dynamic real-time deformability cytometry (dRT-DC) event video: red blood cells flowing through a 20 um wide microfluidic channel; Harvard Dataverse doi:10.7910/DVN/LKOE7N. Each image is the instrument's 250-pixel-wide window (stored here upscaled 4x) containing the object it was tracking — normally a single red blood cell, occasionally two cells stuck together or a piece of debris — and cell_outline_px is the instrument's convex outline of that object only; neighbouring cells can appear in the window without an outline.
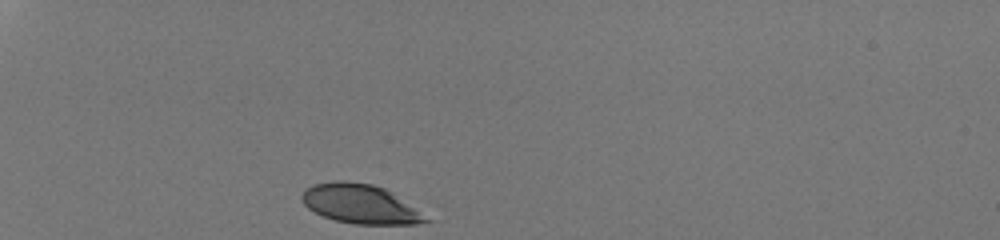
{"species": "human", "species_latin": "Homo sapiens", "temperature_condition": "room temperature", "stored_images_in_passage": 29, "camera_frame_rate_fps": 3000, "um_per_image_px": 0.085, "donor": {"sex": "male"}, "frame": {"image": 1, "passage_image": 1, "time_ms": 0.0, "image_size_px": [1000, 240], "cell_outline_px": [[432, 220], [416, 224], [356, 224], [336, 220], [324, 216], [308, 208], [304, 204], [300, 196], [312, 184], [336, 180], [344, 180], [372, 184], [384, 188], [392, 192]], "centroid_in_image_um": [30.61, 17.33], "position_along_channel_um": 54.4, "area_um2": 28.09}}
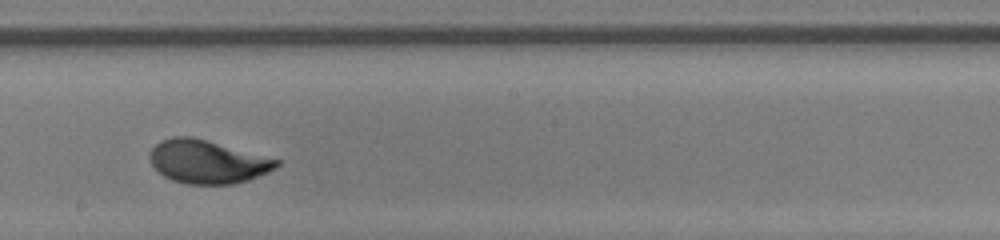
{"frame": {"image": 2, "passage_image": 17, "time_ms": 5.333, "image_size_px": [1000, 240], "cell_outline_px": [[280, 164], [276, 168], [268, 172], [248, 180], [232, 184], [188, 184], [172, 180], [164, 176], [152, 164], [148, 156], [152, 148], [160, 140], [172, 136], [192, 136], [208, 140], [280, 160]], "centroid_in_image_um": [17.62, 13.73], "position_along_channel_um": 230.6, "area_um2": 31.96}}
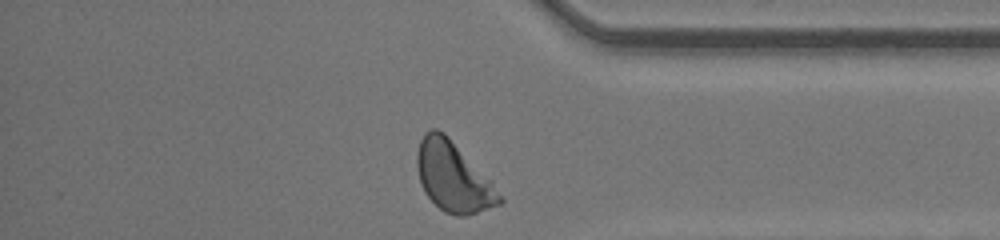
{"frame": {"image": 3, "passage_image": 29, "time_ms": 9.333, "image_size_px": [1000, 240], "cell_outline_px": [[504, 200], [500, 204], [468, 216], [456, 216], [444, 212], [424, 192], [420, 184], [416, 168], [416, 152], [420, 140], [424, 132], [432, 128], [436, 128], [444, 132], [492, 180]], "centroid_in_image_um": [38.52, 15.02], "position_along_channel_um": 396.7, "area_um2": 33.93}, "authors_computed_cell_mechanics": {"area_um2": 31.79, "velocity_mm_per_s": 4.2395, "shape_relaxation_time_tau1_ms": 2.2372, "shape_relaxation_time_tau2_ms": null, "deformation_change_tau1": 0.1424, "deformation_change_tau2": null}}